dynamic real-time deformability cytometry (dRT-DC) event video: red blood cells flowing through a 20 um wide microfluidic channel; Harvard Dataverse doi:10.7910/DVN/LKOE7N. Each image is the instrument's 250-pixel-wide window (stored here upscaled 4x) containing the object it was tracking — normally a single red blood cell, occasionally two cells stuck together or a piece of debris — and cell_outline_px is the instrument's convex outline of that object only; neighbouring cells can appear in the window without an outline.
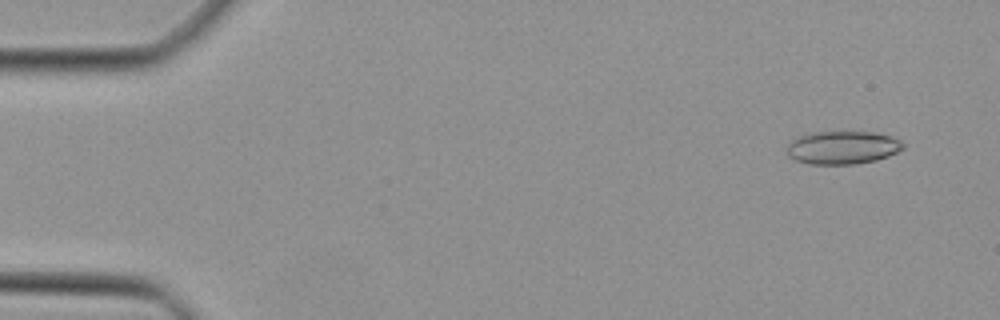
{"species": "Egyptian fruit bat (a non-hibernating species)", "species_latin": "Rousettus aegyptiacus", "temperature_condition": "cold", "stored_images_in_passage": 8, "camera_frame_rate_fps": 3000, "um_per_image_px": 0.085, "animal": {"sex": "female"}, "frame": {"image": 1, "passage_image": 1, "time_ms": 0.0, "image_size_px": [1000, 320], "cell_outline_px": [[904, 148], [888, 156], [876, 160], [856, 164], [808, 164], [796, 160], [788, 156], [788, 144], [796, 136], [812, 132], [872, 132], [888, 136], [900, 140], [904, 144]], "centroid_in_image_um": [71.59, 12.54], "position_along_channel_um": 13.4, "area_um2": 22.37}}